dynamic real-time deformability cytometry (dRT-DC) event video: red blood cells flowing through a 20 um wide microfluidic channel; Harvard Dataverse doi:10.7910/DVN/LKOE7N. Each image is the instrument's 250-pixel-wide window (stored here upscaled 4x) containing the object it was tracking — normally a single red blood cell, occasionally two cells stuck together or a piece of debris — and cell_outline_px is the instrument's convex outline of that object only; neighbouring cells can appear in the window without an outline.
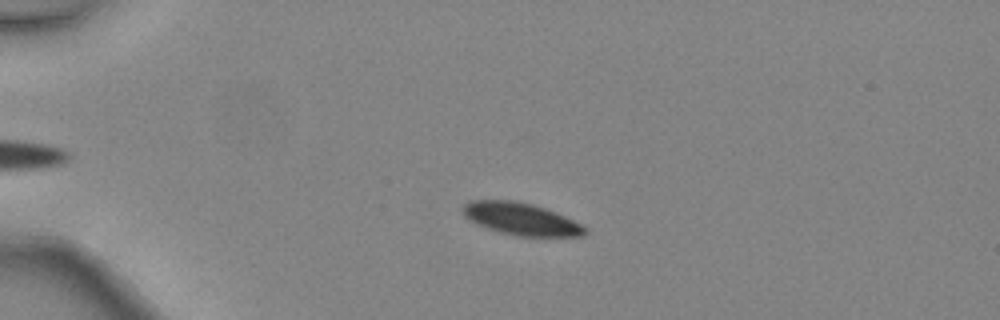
{"species": "common noctule bat (a hibernating species)", "species_latin": "Nyctalus noctula", "temperature_condition": "warm", "stored_images_in_passage": 5, "camera_frame_rate_fps": 3000, "um_per_image_px": 0.085, "animal": {"sex": "female", "body_mass_g": 24.6, "forearm_length_mm": 56.2}, "frame": {"image": 1, "passage_image": 4, "time_ms": 1.0, "image_size_px": [1000, 320], "cell_outline_px": [[588, 232], [584, 236], [516, 236], [500, 232], [476, 224], [468, 220], [464, 216], [460, 208], [468, 200], [516, 200], [548, 208], [588, 228]], "centroid_in_image_um": [44.26, 18.6], "position_along_channel_um": 40.7, "area_um2": 23.24}}